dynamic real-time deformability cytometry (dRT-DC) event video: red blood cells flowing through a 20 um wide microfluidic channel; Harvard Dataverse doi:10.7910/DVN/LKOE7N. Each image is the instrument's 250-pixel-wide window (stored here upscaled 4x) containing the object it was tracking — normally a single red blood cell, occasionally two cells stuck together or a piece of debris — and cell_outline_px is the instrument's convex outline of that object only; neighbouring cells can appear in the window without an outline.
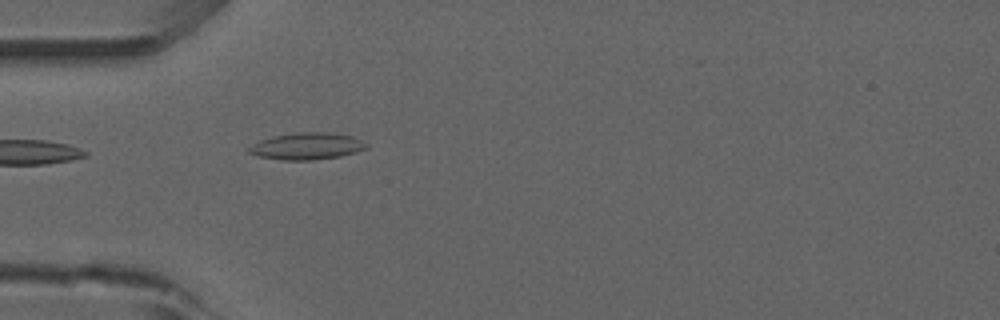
{"species": "common noctule bat (a hibernating species)", "species_latin": "Nyctalus noctula", "temperature_condition": "room temperature", "stored_images_in_passage": 36, "camera_frame_rate_fps": 3000, "um_per_image_px": 0.085, "animal": {"sex": "male", "forearm_length_mm": 52.5}, "frame": {"image": 1, "passage_image": 1, "time_ms": 0.0, "image_size_px": [1000, 320], "cell_outline_px": [[368, 148], [356, 152], [340, 156], [312, 160], [284, 160], [256, 156], [248, 152], [248, 148], [252, 144], [260, 140], [272, 136], [296, 132], [328, 132], [352, 136], [368, 144]], "centroid_in_image_um": [26.07, 12.42], "position_along_channel_um": 58.9, "area_um2": 18.44}}
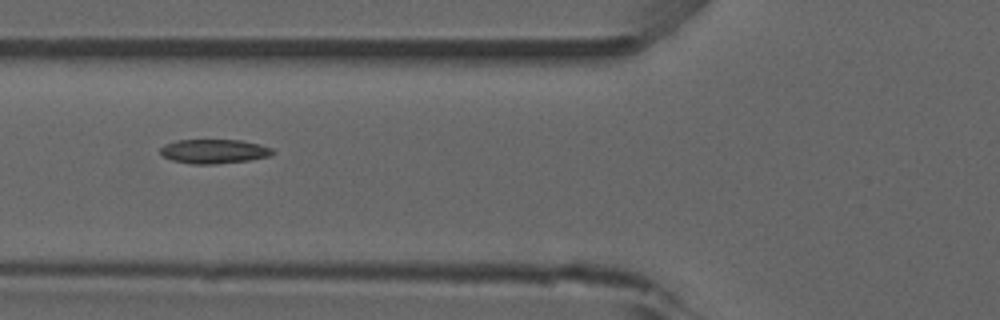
{"frame": {"image": 2, "passage_image": 5, "time_ms": 1.333, "image_size_px": [1000, 320], "cell_outline_px": [[276, 152], [272, 156], [248, 160], [216, 164], [192, 164], [172, 160], [164, 156], [160, 152], [160, 148], [164, 144], [176, 140], [240, 140], [260, 144], [272, 148]], "centroid_in_image_um": [18.22, 12.86], "position_along_channel_um": 107.6, "area_um2": 15.95}, "authors_computed_cell_mechanics": {"area_um2": 15.3748, "velocity_mm_per_s": 3.9186, "shape_relaxation_time_tau1_ms": null, "shape_relaxation_time_tau2_ms": 5.8346, "deformation_change_tau1": null, "deformation_change_tau2": 0.1114}}